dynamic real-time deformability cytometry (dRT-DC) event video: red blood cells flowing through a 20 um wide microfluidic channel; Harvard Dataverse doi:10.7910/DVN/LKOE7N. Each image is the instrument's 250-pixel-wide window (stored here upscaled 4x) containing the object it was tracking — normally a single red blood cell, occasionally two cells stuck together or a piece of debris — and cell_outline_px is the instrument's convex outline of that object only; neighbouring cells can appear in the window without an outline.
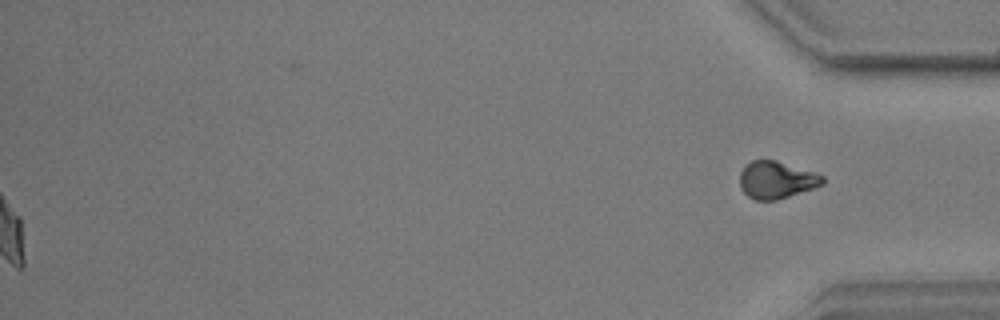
{"species": "common noctule bat (a hibernating species)", "species_latin": "Nyctalus noctula", "temperature_condition": "warm", "stored_images_in_passage": 48, "segment_of_instrument_passage": [2, 2], "camera_frame_rate_fps": 3000, "um_per_image_px": 0.085, "animal": {"sex": "male", "body_mass_g": 17.9, "forearm_length_mm": 54.2}, "frame": {"image": 1, "passage_image": 48, "time_ms": 15.667, "image_size_px": [1000, 320], "cell_outline_px": [[824, 184], [776, 200], [756, 200], [748, 196], [740, 188], [740, 172], [752, 160], [776, 160], [816, 172], [824, 176]], "centroid_in_image_um": [66.01, 15.28], "position_along_channel_um": 369.2, "area_um2": 17.86}}